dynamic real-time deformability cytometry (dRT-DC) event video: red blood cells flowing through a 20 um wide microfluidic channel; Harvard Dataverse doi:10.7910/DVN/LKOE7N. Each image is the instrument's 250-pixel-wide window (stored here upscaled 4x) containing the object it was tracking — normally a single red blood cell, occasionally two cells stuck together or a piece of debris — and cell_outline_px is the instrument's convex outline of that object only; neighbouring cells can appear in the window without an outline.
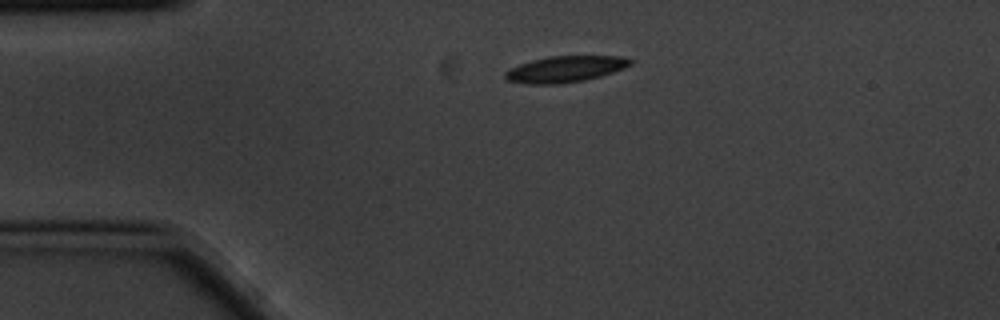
{"species": "common noctule bat (a hibernating species)", "species_latin": "Nyctalus noctula", "temperature_condition": "cold", "stored_images_in_passage": 2, "camera_frame_rate_fps": 3000, "um_per_image_px": 0.085, "animal": {"sex": "male", "body_mass_g": 20.1, "forearm_length_mm": 53.5}, "frame": {"image": 1, "passage_image": 1, "time_ms": 0.0, "image_size_px": [1000, 320], "cell_outline_px": [[636, 60], [632, 64], [624, 68], [600, 76], [584, 80], [560, 84], [524, 84], [508, 80], [504, 76], [504, 72], [508, 68], [532, 60], [548, 56], [624, 56]], "centroid_in_image_um": [48.05, 5.87], "position_along_channel_um": 36.9, "area_um2": 19.31}}